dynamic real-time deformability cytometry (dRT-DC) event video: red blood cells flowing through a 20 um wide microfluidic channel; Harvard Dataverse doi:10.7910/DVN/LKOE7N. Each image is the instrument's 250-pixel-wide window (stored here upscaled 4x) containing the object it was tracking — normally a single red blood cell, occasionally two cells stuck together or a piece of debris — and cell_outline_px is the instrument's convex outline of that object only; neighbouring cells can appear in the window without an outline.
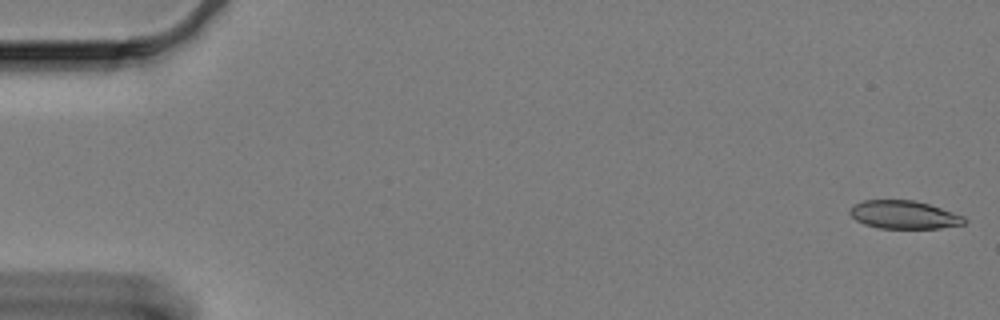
{"species": "Egyptian fruit bat (a non-hibernating species)", "species_latin": "Rousettus aegyptiacus", "temperature_condition": "cold", "stored_images_in_passage": 47, "camera_frame_rate_fps": 3000, "um_per_image_px": 0.085, "animal": {"sex": "female"}, "frame": {"image": 1, "passage_image": 1, "time_ms": 0.0, "image_size_px": [1000, 320], "cell_outline_px": [[968, 220], [964, 224], [940, 228], [880, 228], [864, 224], [856, 220], [848, 212], [848, 208], [852, 204], [864, 200], [916, 200], [964, 216]], "centroid_in_image_um": [76.8, 18.25], "position_along_channel_um": 8.2, "area_um2": 18.84}}
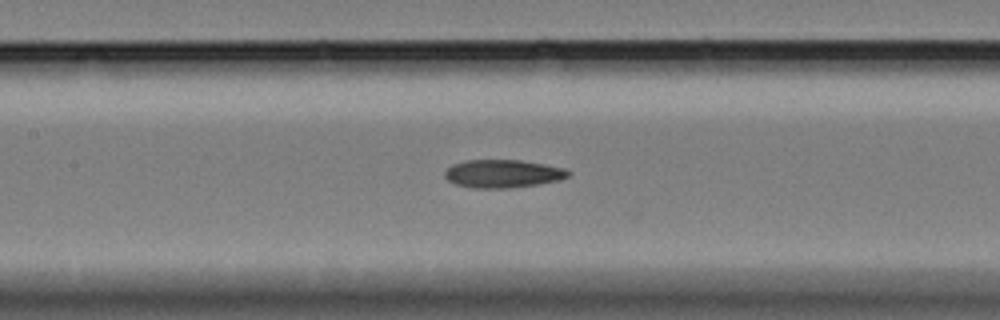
{"frame": {"image": 2, "passage_image": 28, "time_ms": 9.0, "image_size_px": [1000, 320], "cell_outline_px": [[572, 172], [568, 176], [560, 180], [536, 184], [508, 188], [472, 188], [456, 184], [448, 180], [444, 176], [444, 172], [452, 164], [468, 160], [520, 160], [544, 164], [564, 168]], "centroid_in_image_um": [42.73, 14.76], "position_along_channel_um": 164.7, "area_um2": 20.11}}
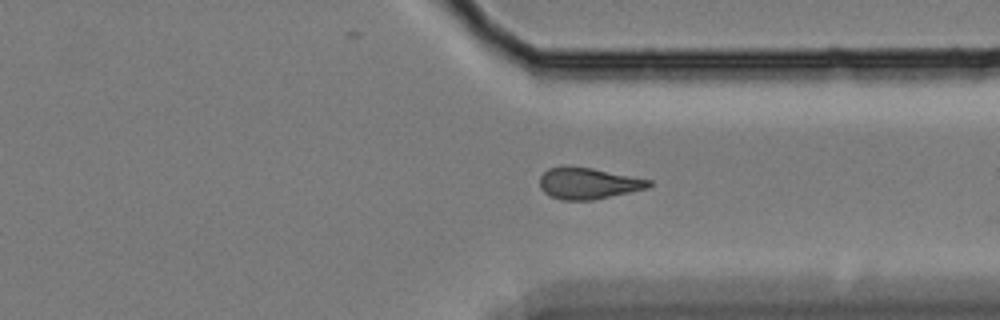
{"frame": {"image": 3, "passage_image": 46, "time_ms": 15.0, "image_size_px": [1000, 320], "cell_outline_px": [[652, 184], [648, 188], [592, 200], [560, 200], [548, 196], [540, 188], [540, 176], [548, 168], [564, 164], [568, 164], [592, 168], [652, 180]], "centroid_in_image_um": [49.94, 15.56], "position_along_channel_um": 361.5, "area_um2": 20.29}}